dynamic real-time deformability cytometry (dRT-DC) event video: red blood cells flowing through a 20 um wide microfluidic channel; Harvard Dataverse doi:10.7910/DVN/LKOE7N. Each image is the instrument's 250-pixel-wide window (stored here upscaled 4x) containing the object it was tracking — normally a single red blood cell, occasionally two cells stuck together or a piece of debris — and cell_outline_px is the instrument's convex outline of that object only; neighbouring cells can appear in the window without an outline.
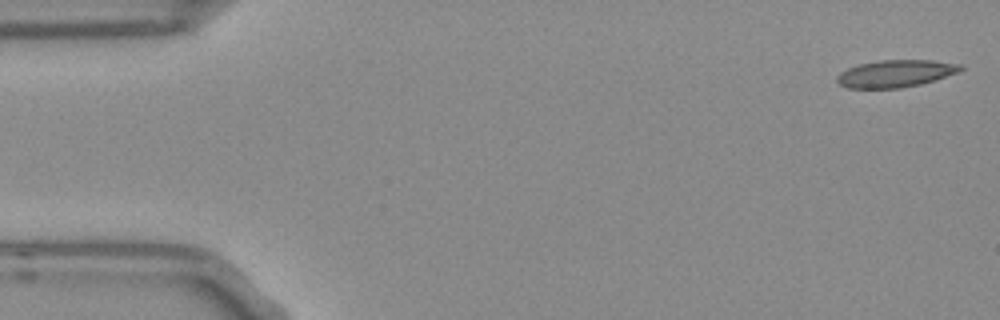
{"species": "Egyptian fruit bat (a non-hibernating species)", "species_latin": "Rousettus aegyptiacus", "temperature_condition": "room temperature", "stored_images_in_passage": 10, "camera_frame_rate_fps": 3000, "um_per_image_px": 0.085, "frame": {"image": 1, "passage_image": 1, "time_ms": 0.0, "image_size_px": [1000, 320], "cell_outline_px": [[964, 68], [956, 72], [920, 84], [900, 88], [848, 88], [840, 84], [836, 80], [836, 76], [840, 72], [848, 68], [860, 64], [880, 60], [932, 60], [964, 64]], "centroid_in_image_um": [76.1, 6.24], "position_along_channel_um": 8.9, "area_um2": 19.42}}